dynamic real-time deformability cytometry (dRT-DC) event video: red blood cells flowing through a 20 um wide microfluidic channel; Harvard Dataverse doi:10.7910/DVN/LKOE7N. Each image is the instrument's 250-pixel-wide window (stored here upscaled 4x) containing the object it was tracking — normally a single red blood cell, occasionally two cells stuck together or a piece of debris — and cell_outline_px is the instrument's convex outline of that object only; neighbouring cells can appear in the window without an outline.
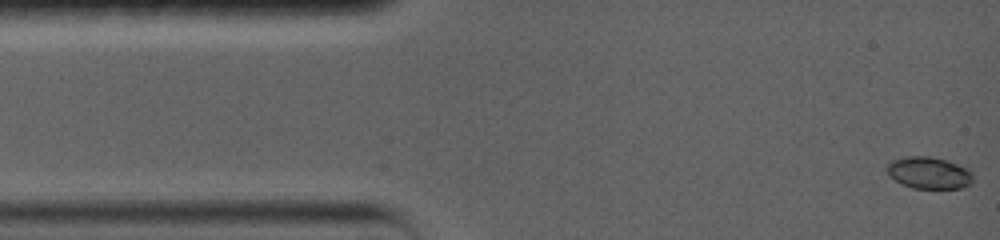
{"species": "common noctule bat (a hibernating species)", "species_latin": "Nyctalus noctula", "temperature_condition": "warm", "stored_images_in_passage": 42, "camera_frame_rate_fps": 5000, "um_per_image_px": 0.085, "animal": {"sex": "female", "body_mass_g": 19.0, "forearm_length_mm": 56.7}, "frame": {"image": 1, "passage_image": 1, "time_ms": 0.0, "image_size_px": [1000, 240], "cell_outline_px": [[972, 184], [960, 188], [912, 188], [900, 184], [888, 176], [884, 168], [892, 160], [908, 156], [928, 156], [944, 160], [968, 168], [972, 172]], "centroid_in_image_um": [78.91, 14.7], "position_along_channel_um": 6.1, "area_um2": 16.13}}
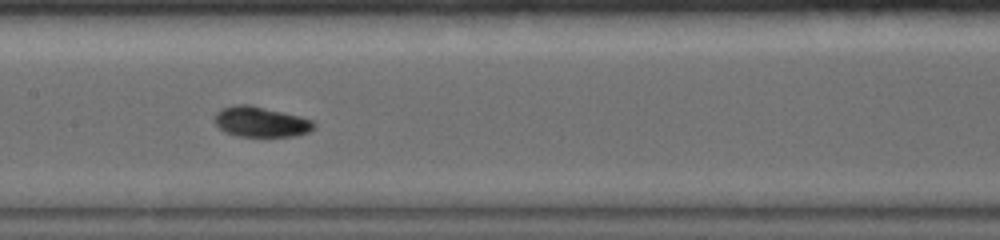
{"frame": {"image": 2, "passage_image": 19, "time_ms": 7.0, "image_size_px": [1000, 240], "cell_outline_px": [[316, 128], [308, 132], [296, 136], [236, 136], [224, 132], [212, 120], [216, 112], [224, 108], [240, 104], [252, 104], [300, 116], [312, 120], [316, 124]], "centroid_in_image_um": [22.18, 10.35], "position_along_channel_um": 185.2, "area_um2": 17.74}}
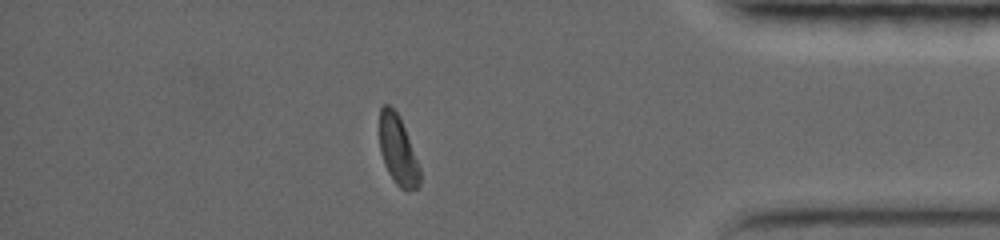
{"frame": {"image": 3, "passage_image": 36, "time_ms": 13.6, "image_size_px": [1000, 240], "cell_outline_px": [[420, 184], [416, 188], [400, 188], [396, 184], [388, 172], [384, 164], [380, 152], [380, 108], [384, 104], [388, 104], [400, 116], [420, 168]], "centroid_in_image_um": [33.81, 12.75], "position_along_channel_um": 401.4, "area_um2": 16.07}, "authors_computed_cell_mechanics": {"area_um2": 17.2533, "velocity_mm_per_s": 3.7204, "shape_relaxation_time_tau1_ms": 2.1826, "shape_relaxation_time_tau2_ms": null, "deformation_change_tau1": 0.1114, "deformation_change_tau2": null}}